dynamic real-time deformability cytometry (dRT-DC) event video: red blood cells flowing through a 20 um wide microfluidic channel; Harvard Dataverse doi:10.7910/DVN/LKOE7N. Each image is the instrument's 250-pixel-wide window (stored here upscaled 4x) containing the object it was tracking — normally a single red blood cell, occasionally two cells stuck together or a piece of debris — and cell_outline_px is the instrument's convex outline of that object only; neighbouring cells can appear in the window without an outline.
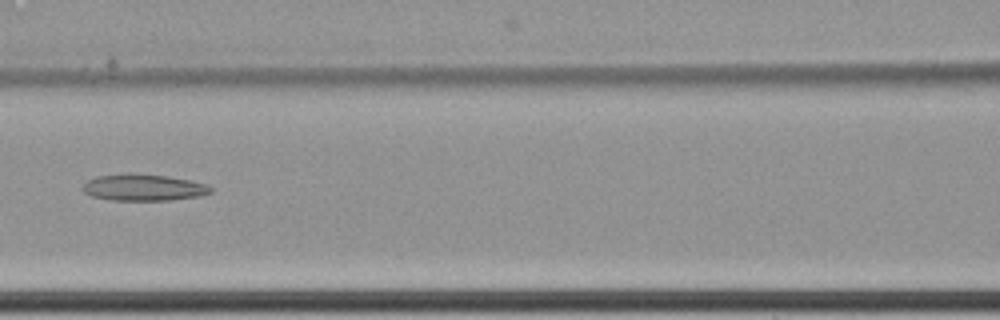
{"species": "common noctule bat (a hibernating species)", "species_latin": "Nyctalus noctula", "temperature_condition": "cold", "stored_images_in_passage": 14, "camera_frame_rate_fps": 3000, "um_per_image_px": 0.085, "animal": {"sex": "female", "body_mass_g": 22.7, "forearm_length_mm": 54.2}, "frame": {"image": 1, "passage_image": 5, "time_ms": 1.333, "image_size_px": [1000, 320], "cell_outline_px": [[212, 192], [200, 196], [172, 200], [112, 200], [92, 196], [84, 192], [80, 188], [88, 180], [96, 176], [124, 172], [132, 172], [168, 176], [192, 180], [204, 184], [212, 188]], "centroid_in_image_um": [12.17, 15.91], "position_along_channel_um": 154.4, "area_um2": 20.17}}
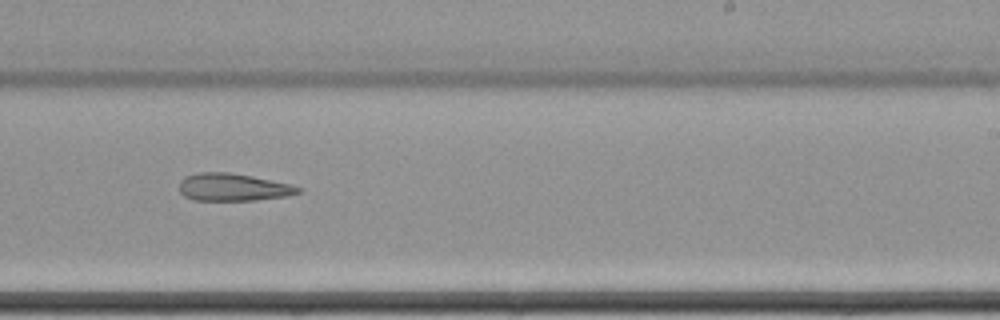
{"frame": {"image": 2, "passage_image": 8, "time_ms": 2.333, "image_size_px": [1000, 320], "cell_outline_px": [[300, 192], [288, 196], [256, 200], [192, 200], [184, 196], [180, 192], [180, 180], [184, 176], [196, 172], [228, 172], [252, 176], [292, 184], [300, 188]], "centroid_in_image_um": [19.78, 15.91], "position_along_channel_um": 269.2, "area_um2": 19.19}}
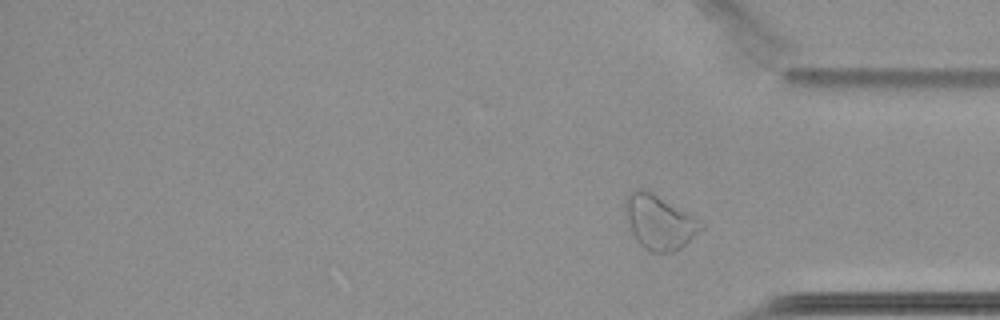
{"frame": {"image": 3, "passage_image": 14, "time_ms": 4.333, "image_size_px": [1000, 320], "cell_outline_px": [[704, 228], [680, 248], [672, 252], [652, 252], [644, 248], [636, 240], [628, 228], [624, 216], [624, 200], [636, 188], [644, 188], [704, 224]], "centroid_in_image_um": [55.96, 18.9], "position_along_channel_um": 379.2, "area_um2": 23.64}}